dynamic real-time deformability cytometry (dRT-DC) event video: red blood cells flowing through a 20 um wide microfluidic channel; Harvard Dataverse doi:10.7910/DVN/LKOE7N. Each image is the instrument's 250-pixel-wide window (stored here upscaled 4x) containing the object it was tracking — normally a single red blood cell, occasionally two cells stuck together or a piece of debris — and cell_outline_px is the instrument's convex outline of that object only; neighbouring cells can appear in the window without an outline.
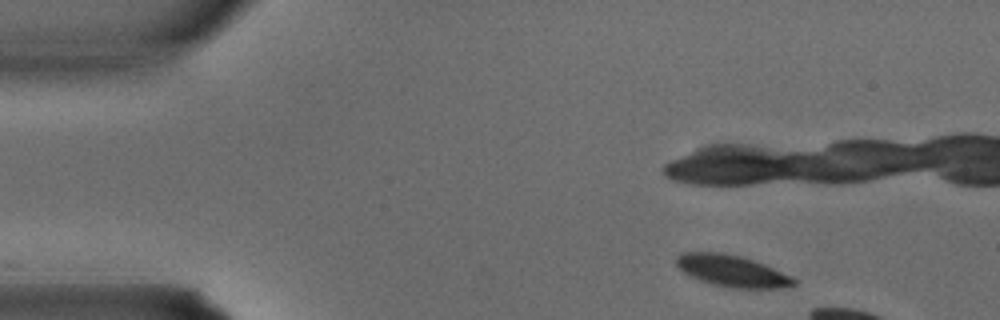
{"species": "common noctule bat (a hibernating species)", "species_latin": "Nyctalus noctula", "temperature_condition": "warm", "stored_images_in_passage": 5, "camera_frame_rate_fps": 3000, "um_per_image_px": 0.085, "animal": {"sex": "male", "body_mass_g": 15.6}, "frame": {"image": 1, "passage_image": 1, "time_ms": 0.0, "image_size_px": [1000, 320], "cell_outline_px": [[796, 284], [780, 288], [728, 288], [712, 284], [700, 280], [684, 272], [676, 264], [676, 256], [680, 252], [720, 252], [740, 256], [764, 264], [792, 276], [796, 280]], "centroid_in_image_um": [62.21, 23.03], "position_along_channel_um": 22.8, "area_um2": 21.56}}